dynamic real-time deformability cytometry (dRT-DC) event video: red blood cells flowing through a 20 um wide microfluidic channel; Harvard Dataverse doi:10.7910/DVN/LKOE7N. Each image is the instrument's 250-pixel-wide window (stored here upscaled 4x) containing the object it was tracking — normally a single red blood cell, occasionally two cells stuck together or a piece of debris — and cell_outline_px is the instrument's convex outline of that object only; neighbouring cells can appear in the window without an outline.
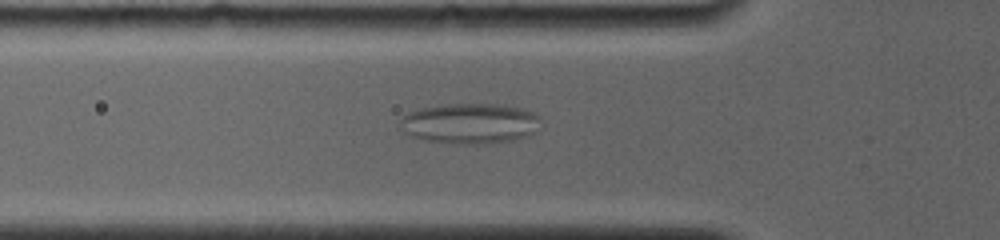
{"species": "common noctule bat (a hibernating species)", "species_latin": "Nyctalus noctula", "temperature_condition": "room temperature", "stored_images_in_passage": 73, "segment_of_instrument_passage": [1, 2], "camera_frame_rate_fps": 4000, "um_per_image_px": 0.085, "animal": {"sex": "female", "body_mass_g": 19.0, "forearm_length_mm": 56.7}, "frame": {"image": 1, "passage_image": 22, "time_ms": 5.5, "image_size_px": [1000, 240], "cell_outline_px": [[540, 116], [536, 132], [528, 136], [512, 140], [488, 144], [456, 144], [424, 140], [412, 136], [404, 132], [400, 128], [400, 120], [408, 112], [420, 108], [448, 104], [496, 104], [520, 108], [532, 112]], "centroid_in_image_um": [39.94, 10.5], "position_along_channel_um": 85.9, "area_um2": 33.23}}
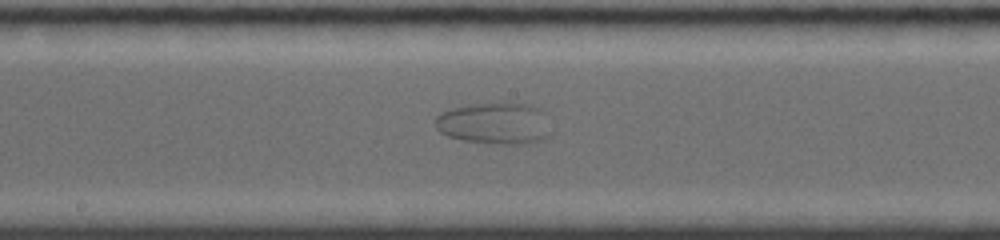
{"frame": {"image": 2, "passage_image": 38, "time_ms": 9.0, "image_size_px": [1000, 240], "cell_outline_px": [[552, 136], [544, 140], [524, 144], [492, 144], [464, 140], [448, 136], [440, 132], [436, 128], [432, 120], [440, 112], [448, 108], [468, 104], [504, 100], [528, 104], [540, 108], [544, 112]], "centroid_in_image_um": [42.04, 10.45], "position_along_channel_um": 206.2, "area_um2": 29.42}}
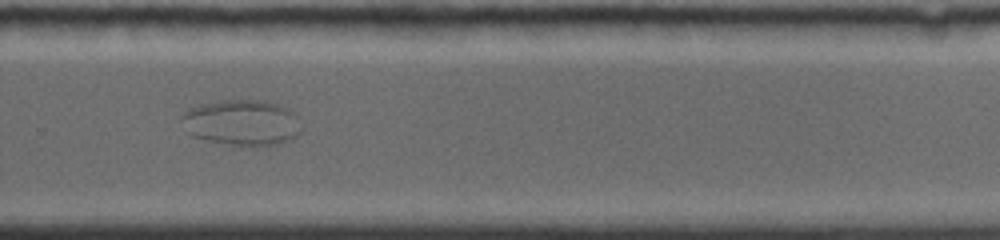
{"frame": {"image": 3, "passage_image": 51, "time_ms": 12.0, "image_size_px": [1000, 240], "cell_outline_px": [[304, 128], [292, 140], [276, 144], [236, 148], [192, 136], [188, 132], [180, 120], [180, 116], [188, 108], [200, 104], [220, 100], [260, 100], [276, 104], [288, 108], [296, 112]], "centroid_in_image_um": [20.58, 10.45], "position_along_channel_um": 309.2, "area_um2": 32.95}}